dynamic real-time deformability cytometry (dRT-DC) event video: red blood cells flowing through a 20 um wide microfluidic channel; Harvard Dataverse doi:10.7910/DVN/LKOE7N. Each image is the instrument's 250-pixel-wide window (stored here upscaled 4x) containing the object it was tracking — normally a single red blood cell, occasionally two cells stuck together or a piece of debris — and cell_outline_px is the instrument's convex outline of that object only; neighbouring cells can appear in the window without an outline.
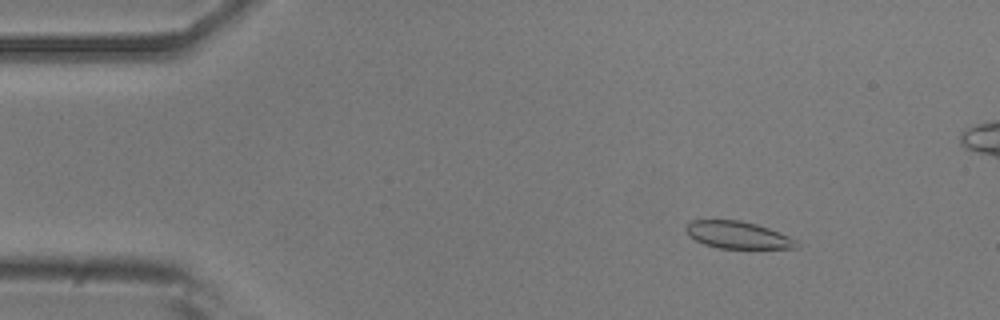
{"species": "common noctule bat (a hibernating species)", "species_latin": "Nyctalus noctula", "temperature_condition": "room temperature", "stored_images_in_passage": 54, "camera_frame_rate_fps": 3000, "um_per_image_px": 0.085, "animal": {"sex": "male", "body_mass_g": 20.5, "forearm_length_mm": 52.5}, "frame": {"image": 1, "passage_image": 7, "time_ms": 2.0, "image_size_px": [1000, 320], "cell_outline_px": [[800, 244], [796, 248], [720, 248], [704, 244], [688, 236], [684, 228], [692, 220], [740, 220], [756, 224], [768, 228], [788, 236], [796, 240]], "centroid_in_image_um": [62.69, 19.97], "position_along_channel_um": 22.3, "area_um2": 17.4}}
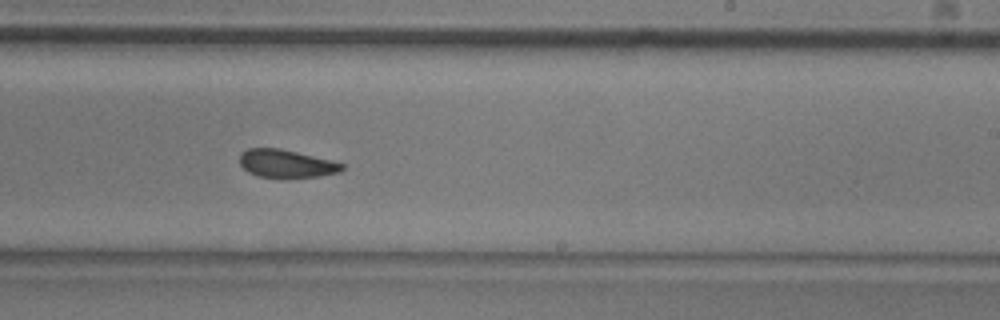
{"frame": {"image": 2, "passage_image": 32, "time_ms": 10.333, "image_size_px": [1000, 320], "cell_outline_px": [[344, 168], [340, 172], [320, 176], [256, 176], [248, 172], [240, 164], [240, 152], [248, 148], [280, 148], [332, 160], [344, 164]], "centroid_in_image_um": [24.33, 13.88], "position_along_channel_um": 264.7, "area_um2": 16.42}}
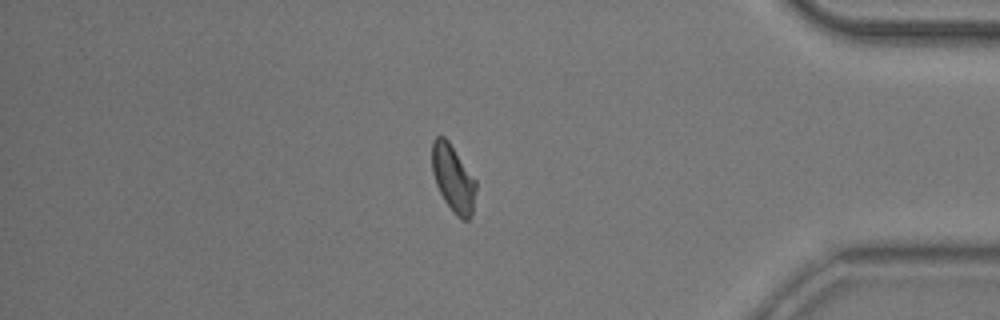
{"frame": {"image": 3, "passage_image": 45, "time_ms": 14.667, "image_size_px": [1000, 320], "cell_outline_px": [[476, 188], [472, 216], [468, 220], [464, 220], [456, 216], [444, 200], [436, 184], [432, 172], [432, 140], [436, 136], [444, 136], [448, 140], [476, 180]], "centroid_in_image_um": [38.52, 15.16], "position_along_channel_um": 396.7, "area_um2": 17.17}, "authors_computed_cell_mechanics": {"area_um2": 17.4556, "velocity_mm_per_s": 3.7899, "shape_relaxation_time_tau1_ms": 9.5246, "shape_relaxation_time_tau2_ms": 2.1443, "deformation_change_tau1": 0.1411, "deformation_change_tau2": 0.0619}}